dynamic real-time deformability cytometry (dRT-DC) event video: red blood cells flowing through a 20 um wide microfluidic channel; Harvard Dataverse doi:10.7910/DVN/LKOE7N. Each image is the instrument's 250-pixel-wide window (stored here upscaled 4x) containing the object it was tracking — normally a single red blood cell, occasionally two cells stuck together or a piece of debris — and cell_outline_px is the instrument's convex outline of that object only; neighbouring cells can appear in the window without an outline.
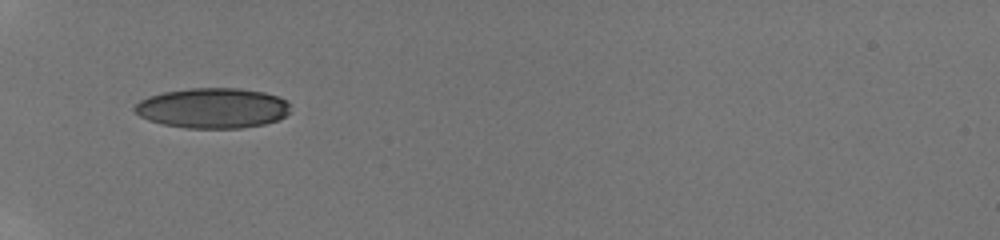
{"species": "human", "species_latin": "Homo sapiens", "temperature_condition": "room temperature", "stored_images_in_passage": 21, "camera_frame_rate_fps": 3000, "um_per_image_px": 0.085, "donor": {"sex": "male"}, "frame": {"image": 1, "passage_image": 7, "time_ms": 4.333, "image_size_px": [1000, 240], "cell_outline_px": [[292, 112], [280, 120], [264, 124], [240, 128], [188, 128], [164, 124], [148, 120], [140, 116], [132, 108], [140, 100], [148, 96], [164, 92], [192, 88], [240, 88], [264, 92], [280, 96], [288, 100], [292, 104]], "centroid_in_image_um": [18.16, 9.18], "position_along_channel_um": 66.8, "area_um2": 36.99}}
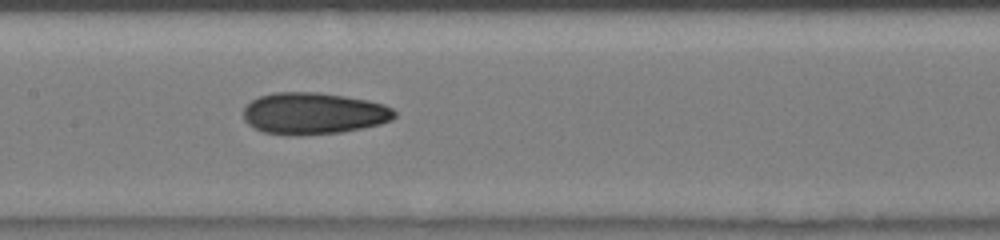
{"frame": {"image": 2, "passage_image": 11, "time_ms": 7.333, "image_size_px": [1000, 240], "cell_outline_px": [[396, 116], [392, 120], [380, 124], [364, 128], [340, 132], [296, 136], [288, 136], [264, 132], [248, 124], [244, 120], [244, 108], [252, 100], [260, 96], [272, 92], [320, 92], [368, 100], [384, 104], [392, 108], [396, 112]], "centroid_in_image_um": [26.67, 9.64], "position_along_channel_um": 180.7, "area_um2": 36.99}}
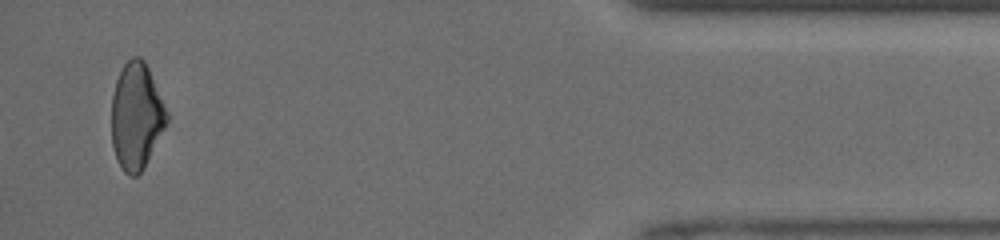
{"frame": {"image": 3, "passage_image": 21, "time_ms": 14.333, "image_size_px": [1000, 240], "cell_outline_px": [[168, 120], [144, 168], [136, 176], [128, 176], [124, 172], [116, 156], [112, 144], [112, 96], [116, 80], [124, 64], [132, 56], [140, 56], [144, 60], [148, 68], [168, 112]], "centroid_in_image_um": [11.59, 9.86], "position_along_channel_um": 423.6, "area_um2": 33.99}, "authors_computed_cell_mechanics": {"area_um2": 36.5874, "velocity_mm_per_s": 4.2068, "shape_relaxation_time_tau1_ms": null, "shape_relaxation_time_tau2_ms": 1.9175, "deformation_change_tau1": null, "deformation_change_tau2": 0.071}}